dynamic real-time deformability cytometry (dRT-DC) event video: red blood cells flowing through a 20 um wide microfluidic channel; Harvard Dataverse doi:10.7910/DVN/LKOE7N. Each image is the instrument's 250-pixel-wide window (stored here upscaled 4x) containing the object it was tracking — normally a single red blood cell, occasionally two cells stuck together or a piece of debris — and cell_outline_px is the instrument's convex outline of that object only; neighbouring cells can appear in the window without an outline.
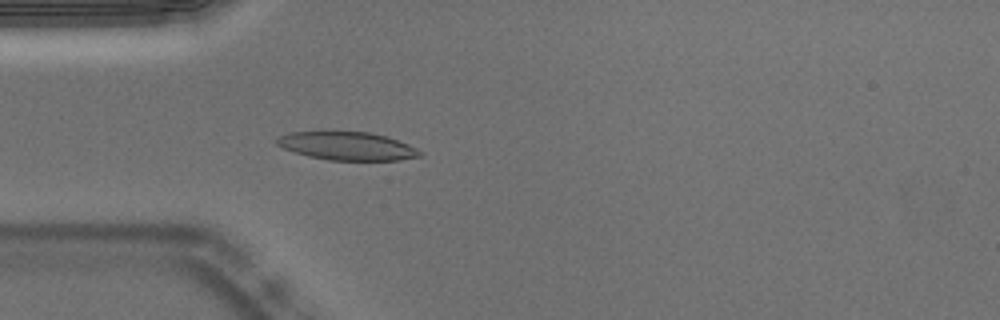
{"species": "Egyptian fruit bat (a non-hibernating species)", "species_latin": "Rousettus aegyptiacus", "temperature_condition": "warm", "stored_images_in_passage": 51, "camera_frame_rate_fps": 3000, "um_per_image_px": 0.085, "animal": {"sex": "male"}, "frame": {"image": 1, "passage_image": 13, "time_ms": 4.0, "image_size_px": [1000, 320], "cell_outline_px": [[424, 152], [420, 156], [400, 160], [328, 160], [308, 156], [284, 148], [276, 144], [276, 140], [280, 136], [288, 132], [368, 132], [388, 136], [408, 144]], "centroid_in_image_um": [29.55, 12.41], "position_along_channel_um": 55.5, "area_um2": 23.41}}
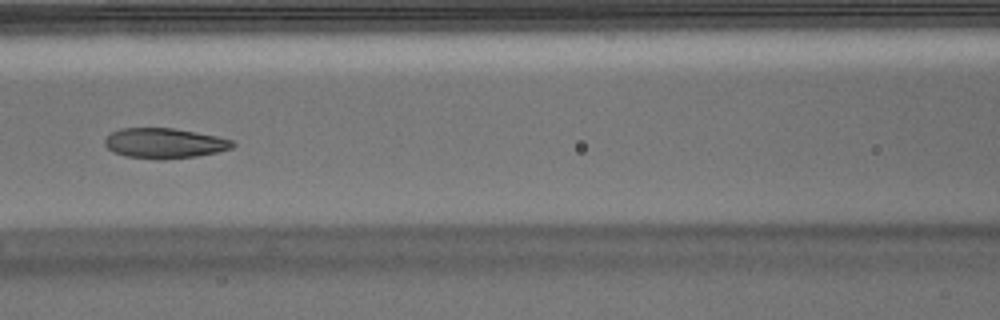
{"frame": {"image": 2, "passage_image": 21, "time_ms": 6.667, "image_size_px": [1000, 320], "cell_outline_px": [[236, 144], [232, 148], [216, 152], [196, 156], [160, 160], [156, 160], [124, 156], [108, 148], [104, 144], [104, 140], [112, 132], [120, 128], [172, 128], [196, 132], [216, 136], [232, 140]], "centroid_in_image_um": [13.97, 12.18], "position_along_channel_um": 152.6, "area_um2": 22.43}}
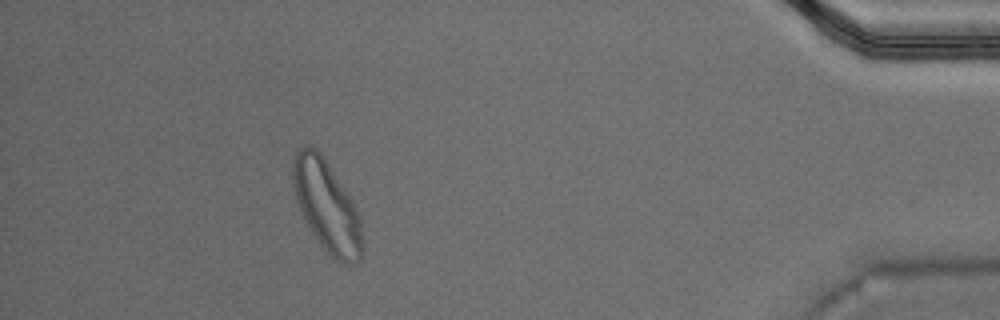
{"frame": {"image": 3, "passage_image": 46, "time_ms": 15.0, "image_size_px": [1000, 320], "cell_outline_px": [[364, 252], [360, 260], [352, 264], [344, 264], [336, 260], [320, 244], [312, 232], [296, 200], [292, 180], [292, 164], [296, 152], [304, 144], [308, 144], [316, 148], [320, 152], [352, 200], [356, 208], [360, 224], [364, 248]], "centroid_in_image_um": [27.78, 17.52], "position_along_channel_um": 407.4, "area_um2": 36.59}, "authors_computed_cell_mechanics": {"area_um2": 23.6402, "velocity_mm_per_s": 3.7336, "shape_relaxation_time_tau1_ms": 4.1836, "shape_relaxation_time_tau2_ms": 1.1165, "deformation_change_tau1": 0.1556, "deformation_change_tau2": 0.0592}}